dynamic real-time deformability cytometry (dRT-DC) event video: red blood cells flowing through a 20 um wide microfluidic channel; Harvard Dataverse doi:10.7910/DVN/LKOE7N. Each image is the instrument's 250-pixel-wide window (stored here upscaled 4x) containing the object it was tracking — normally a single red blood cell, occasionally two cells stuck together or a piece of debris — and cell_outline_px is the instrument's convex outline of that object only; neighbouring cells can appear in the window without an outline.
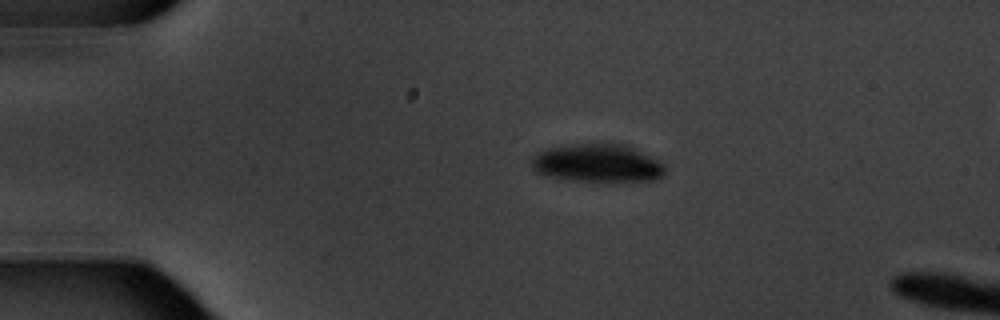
{"species": "common noctule bat (a hibernating species)", "species_latin": "Nyctalus noctula", "temperature_condition": "warm", "stored_images_in_passage": 9, "camera_frame_rate_fps": 3000, "um_per_image_px": 0.085, "animal": {"sex": "male", "body_mass_g": 20.1, "forearm_length_mm": 53.5}, "frame": {"image": 1, "passage_image": 1, "time_ms": 0.0, "image_size_px": [1000, 320], "cell_outline_px": [[664, 176], [656, 180], [612, 184], [572, 180], [548, 176], [536, 172], [532, 168], [532, 160], [536, 152], [544, 148], [572, 144], [624, 144], [664, 164]], "centroid_in_image_um": [50.78, 13.92], "position_along_channel_um": 34.2, "area_um2": 30.29}}